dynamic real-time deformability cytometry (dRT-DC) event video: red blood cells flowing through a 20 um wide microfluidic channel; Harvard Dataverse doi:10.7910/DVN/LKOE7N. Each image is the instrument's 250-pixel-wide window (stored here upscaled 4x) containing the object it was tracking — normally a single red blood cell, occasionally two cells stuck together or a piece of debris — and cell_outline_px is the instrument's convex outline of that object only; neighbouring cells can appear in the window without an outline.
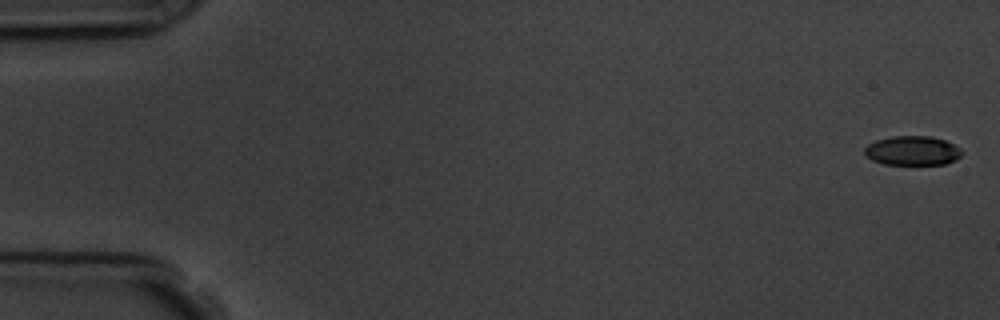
{"species": "common noctule bat (a hibernating species)", "species_latin": "Nyctalus noctula", "temperature_condition": "room temperature", "stored_images_in_passage": 5, "camera_frame_rate_fps": 3000, "um_per_image_px": 0.085, "animal": {"sex": "male", "body_mass_g": 19.5, "forearm_length_mm": 54.6}, "frame": {"image": 1, "passage_image": 1, "time_ms": 0.0, "image_size_px": [1000, 320], "cell_outline_px": [[964, 152], [956, 160], [944, 164], [884, 164], [872, 160], [864, 156], [864, 148], [868, 144], [876, 140], [892, 136], [932, 136], [944, 140], [960, 148]], "centroid_in_image_um": [77.54, 12.8], "position_along_channel_um": 7.5, "area_um2": 16.7}}
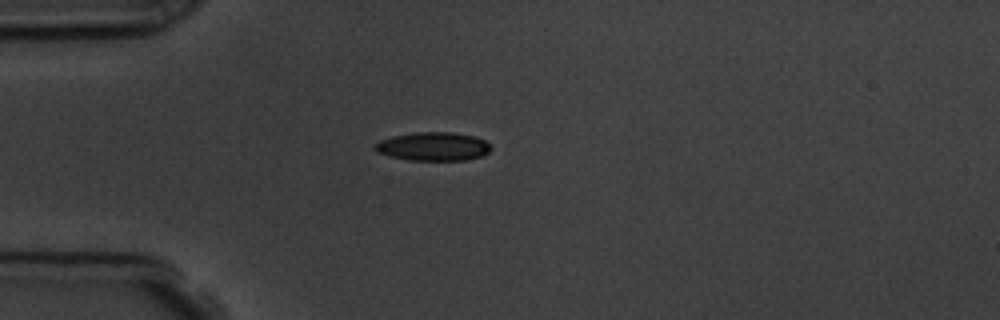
{"frame": {"image": 2, "passage_image": 5, "time_ms": 4.667, "image_size_px": [1000, 320], "cell_outline_px": [[492, 148], [488, 152], [480, 156], [464, 160], [408, 160], [376, 152], [372, 148], [380, 140], [392, 136], [416, 132], [452, 132], [476, 136], [484, 140]], "centroid_in_image_um": [36.81, 12.44], "position_along_channel_um": 48.2, "area_um2": 19.25}}